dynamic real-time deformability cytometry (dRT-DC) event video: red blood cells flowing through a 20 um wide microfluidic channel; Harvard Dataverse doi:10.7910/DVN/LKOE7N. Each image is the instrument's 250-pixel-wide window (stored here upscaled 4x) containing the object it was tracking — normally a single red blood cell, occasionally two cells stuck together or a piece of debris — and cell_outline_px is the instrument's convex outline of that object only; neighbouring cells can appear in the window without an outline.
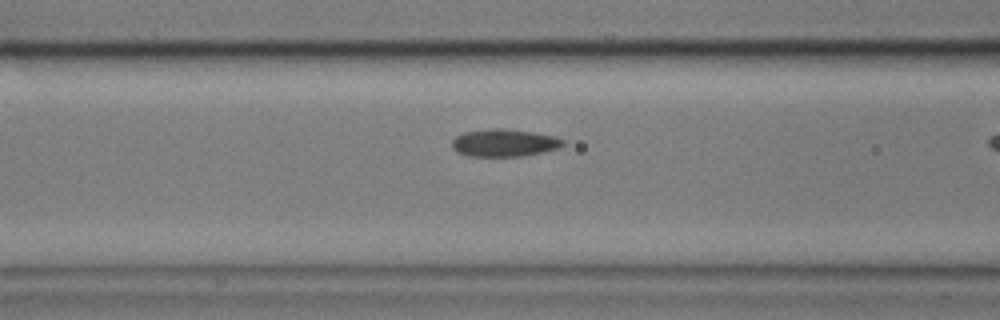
{"species": "common noctule bat (a hibernating species)", "species_latin": "Nyctalus noctula", "temperature_condition": "cold", "stored_images_in_passage": 11, "camera_frame_rate_fps": 3000, "um_per_image_px": 0.085, "animal": {"sex": "male", "body_mass_g": 17.9}, "frame": {"image": 1, "passage_image": 10, "time_ms": 3.0, "image_size_px": [1000, 320], "cell_outline_px": [[564, 144], [560, 148], [544, 152], [524, 156], [468, 156], [456, 152], [452, 148], [452, 140], [456, 136], [464, 132], [492, 128], [504, 128], [532, 132], [556, 136], [564, 140]], "centroid_in_image_um": [42.87, 12.14], "position_along_channel_um": 123.7, "area_um2": 17.98}}